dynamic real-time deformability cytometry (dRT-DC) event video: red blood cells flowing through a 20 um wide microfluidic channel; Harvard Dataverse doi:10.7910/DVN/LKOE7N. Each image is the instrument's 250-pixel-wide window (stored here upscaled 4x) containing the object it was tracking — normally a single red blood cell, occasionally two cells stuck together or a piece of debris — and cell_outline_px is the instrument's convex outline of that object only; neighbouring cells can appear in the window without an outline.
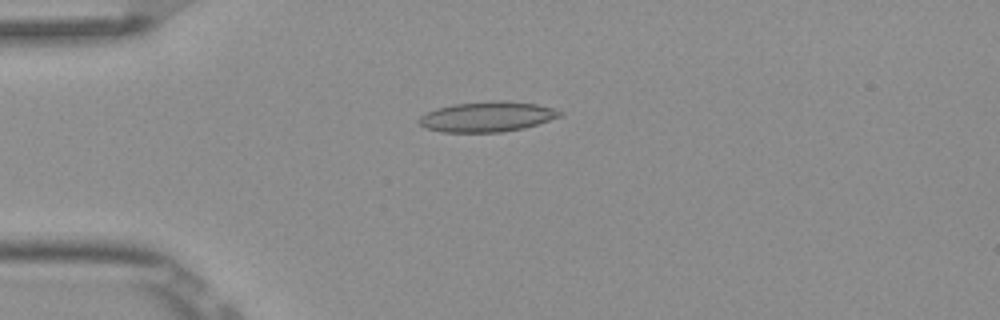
{"species": "Egyptian fruit bat (a non-hibernating species)", "species_latin": "Rousettus aegyptiacus", "temperature_condition": "room temperature", "stored_images_in_passage": 5, "camera_frame_rate_fps": 3000, "um_per_image_px": 0.085, "frame": {"image": 1, "passage_image": 4, "time_ms": 1.0, "image_size_px": [1000, 320], "cell_outline_px": [[564, 112], [560, 116], [524, 128], [500, 132], [440, 132], [424, 128], [416, 120], [424, 112], [436, 108], [452, 104], [492, 100], [508, 100], [536, 104], [552, 108]], "centroid_in_image_um": [41.34, 9.91], "position_along_channel_um": 43.7, "area_um2": 25.03}}